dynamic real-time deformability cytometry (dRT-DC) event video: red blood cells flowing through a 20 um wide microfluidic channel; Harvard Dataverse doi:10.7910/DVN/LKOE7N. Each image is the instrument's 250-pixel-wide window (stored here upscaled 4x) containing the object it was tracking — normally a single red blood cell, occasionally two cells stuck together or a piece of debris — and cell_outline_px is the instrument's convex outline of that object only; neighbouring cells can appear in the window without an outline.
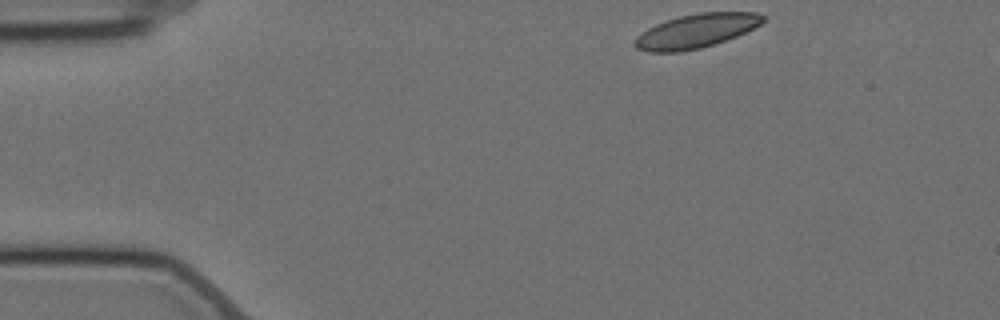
{"species": "Egyptian fruit bat (a non-hibernating species)", "species_latin": "Rousettus aegyptiacus", "temperature_condition": "cold", "stored_images_in_passage": 9, "camera_frame_rate_fps": 3000, "um_per_image_px": 0.085, "animal": {"sex": "female"}, "frame": {"image": 1, "passage_image": 1, "time_ms": 0.0, "image_size_px": [1000, 320], "cell_outline_px": [[764, 20], [760, 24], [736, 36], [700, 48], [680, 52], [648, 52], [636, 48], [636, 36], [640, 32], [656, 24], [680, 16], [700, 12], [756, 12], [764, 16]], "centroid_in_image_um": [59.15, 2.63], "position_along_channel_um": 25.9, "area_um2": 24.97}}
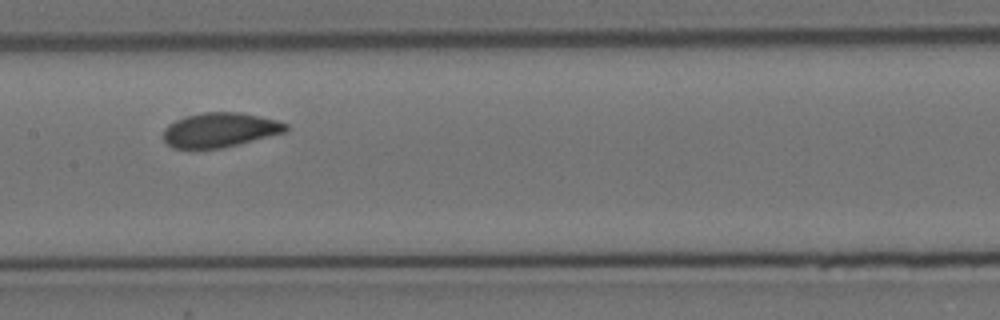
{"frame": {"image": 2, "passage_image": 6, "time_ms": 6.667, "image_size_px": [1000, 320], "cell_outline_px": [[288, 132], [224, 148], [172, 148], [164, 140], [164, 128], [168, 124], [176, 120], [200, 112], [240, 112], [260, 116], [276, 120], [288, 124]], "centroid_in_image_um": [18.74, 11.04], "position_along_channel_um": 188.7, "area_um2": 24.8}}
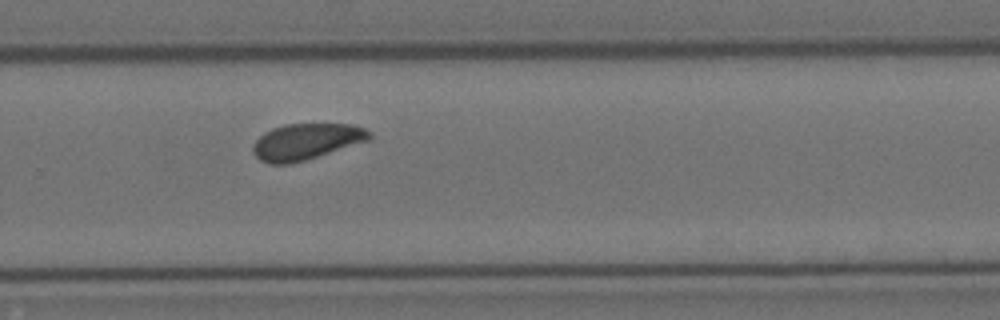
{"frame": {"image": 3, "passage_image": 9, "time_ms": 10.0, "image_size_px": [1000, 320], "cell_outline_px": [[372, 136], [368, 140], [292, 164], [268, 164], [260, 160], [252, 152], [252, 148], [256, 140], [264, 132], [272, 128], [284, 124], [352, 124], [364, 128], [372, 132]], "centroid_in_image_um": [26.0, 12.03], "position_along_channel_um": 303.8, "area_um2": 24.45}}